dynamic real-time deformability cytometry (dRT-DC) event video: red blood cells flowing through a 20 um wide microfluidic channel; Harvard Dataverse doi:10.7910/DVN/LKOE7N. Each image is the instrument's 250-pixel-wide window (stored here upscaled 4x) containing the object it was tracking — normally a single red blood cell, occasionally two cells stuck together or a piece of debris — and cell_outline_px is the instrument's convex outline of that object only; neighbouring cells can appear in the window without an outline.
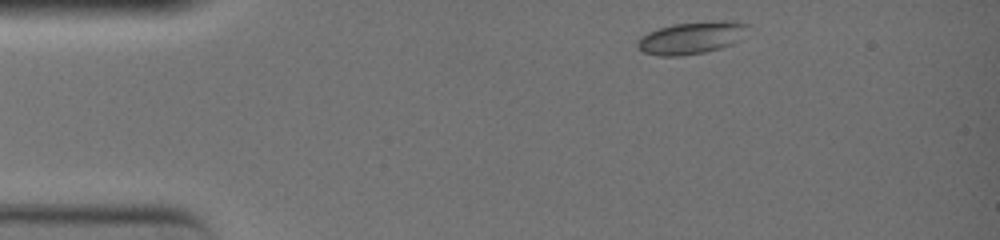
{"species": "common noctule bat (a hibernating species)", "species_latin": "Nyctalus noctula", "temperature_condition": "warm", "stored_images_in_passage": 13, "camera_frame_rate_fps": 3000, "um_per_image_px": 0.085, "animal": {"sex": "female", "body_mass_g": 19.0, "forearm_length_mm": 51.5}, "frame": {"image": 1, "passage_image": 1, "time_ms": 0.0, "image_size_px": [1000, 240], "cell_outline_px": [[752, 24], [740, 40], [732, 44], [720, 48], [704, 52], [680, 56], [660, 56], [644, 52], [636, 48], [636, 44], [640, 36], [648, 32], [672, 24], [720, 20], [732, 20]], "centroid_in_image_um": [58.81, 3.2], "position_along_channel_um": 26.2, "area_um2": 21.04}}
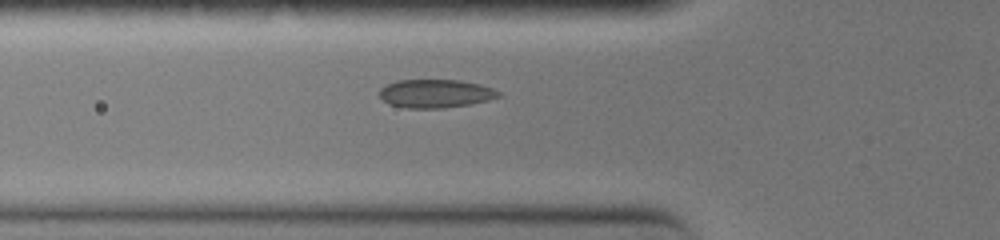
{"frame": {"image": 2, "passage_image": 9, "time_ms": 2.667, "image_size_px": [1000, 240], "cell_outline_px": [[504, 96], [488, 100], [468, 104], [440, 108], [404, 108], [388, 104], [376, 92], [380, 88], [396, 80], [460, 80], [480, 84], [492, 88], [500, 92]], "centroid_in_image_um": [37.0, 7.95], "position_along_channel_um": 88.8, "area_um2": 19.83}}
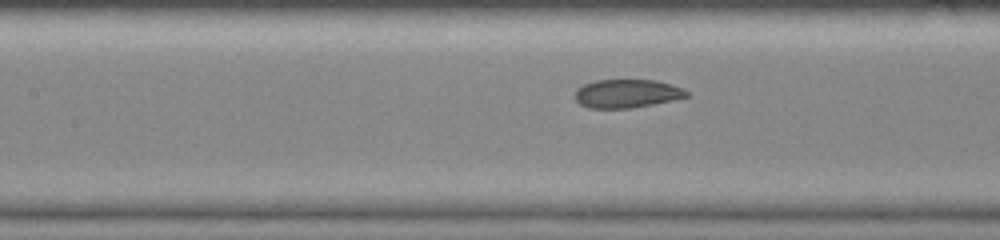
{"frame": {"image": 3, "passage_image": 13, "time_ms": 4.0, "image_size_px": [1000, 240], "cell_outline_px": [[688, 96], [672, 100], [632, 108], [588, 108], [580, 104], [576, 100], [576, 88], [584, 84], [596, 80], [656, 80], [672, 84], [684, 88], [688, 92]], "centroid_in_image_um": [53.29, 7.95], "position_along_channel_um": 154.1, "area_um2": 18.5}}